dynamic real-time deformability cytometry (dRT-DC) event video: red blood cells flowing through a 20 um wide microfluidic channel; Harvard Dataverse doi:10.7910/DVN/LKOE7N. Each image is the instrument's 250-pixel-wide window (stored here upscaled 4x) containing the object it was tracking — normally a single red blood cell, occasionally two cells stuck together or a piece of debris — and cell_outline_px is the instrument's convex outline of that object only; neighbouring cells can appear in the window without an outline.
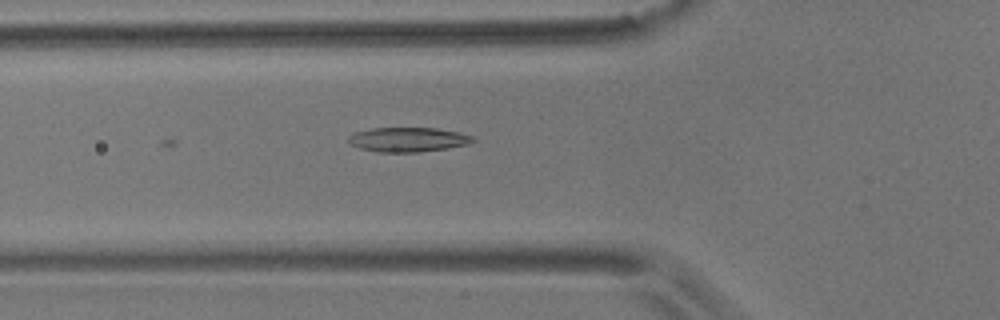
{"species": "common noctule bat (a hibernating species)", "species_latin": "Nyctalus noctula", "temperature_condition": "room temperature", "stored_images_in_passage": 2, "camera_frame_rate_fps": 3000, "um_per_image_px": 0.085, "animal": {"sex": "male", "body_mass_g": 17.9}, "frame": {"image": 1, "passage_image": 2, "time_ms": 0.333, "image_size_px": [1000, 320], "cell_outline_px": [[476, 140], [468, 144], [448, 148], [420, 152], [376, 152], [360, 148], [352, 144], [348, 140], [348, 136], [356, 132], [372, 128], [436, 128], [460, 132], [472, 136]], "centroid_in_image_um": [34.71, 11.86], "position_along_channel_um": 91.1, "area_um2": 17.74}}